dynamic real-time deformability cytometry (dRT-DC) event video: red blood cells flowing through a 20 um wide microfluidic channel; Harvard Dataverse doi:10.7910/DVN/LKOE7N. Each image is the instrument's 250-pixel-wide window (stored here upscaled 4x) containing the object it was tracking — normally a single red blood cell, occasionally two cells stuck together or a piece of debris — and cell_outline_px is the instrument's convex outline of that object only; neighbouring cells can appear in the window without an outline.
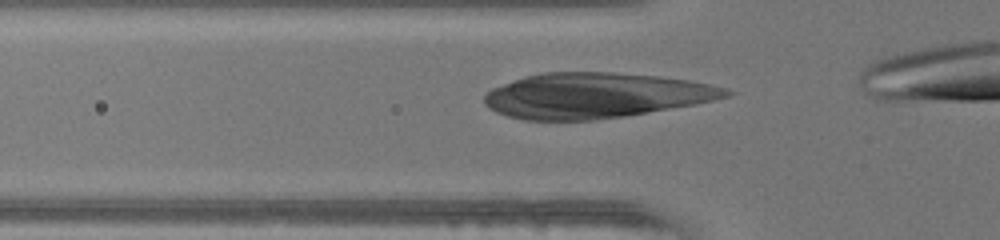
{"species": "human", "species_latin": "Homo sapiens", "temperature_condition": "warm", "stored_images_in_passage": 30, "camera_frame_rate_fps": 3000, "um_per_image_px": 0.085, "donor": {"sex": "female"}, "frame": {"image": 1, "passage_image": 6, "time_ms": 1.667, "image_size_px": [1000, 240], "cell_outline_px": [[736, 92], [728, 96], [696, 104], [624, 116], [592, 120], [524, 120], [508, 116], [496, 112], [488, 108], [484, 104], [484, 96], [492, 88], [524, 76], [544, 72], [616, 72], [660, 76], [688, 80], [728, 88]], "centroid_in_image_um": [50.61, 8.11], "position_along_channel_um": 75.2, "area_um2": 63.75}}
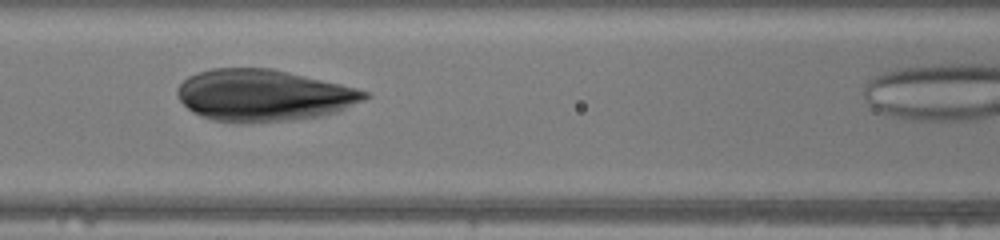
{"frame": {"image": 2, "passage_image": 11, "time_ms": 3.333, "image_size_px": [1000, 240], "cell_outline_px": [[372, 96], [364, 100], [336, 112], [320, 116], [288, 120], [212, 120], [192, 112], [176, 96], [176, 88], [188, 76], [196, 72], [212, 68], [272, 68], [340, 84], [356, 88], [368, 92]], "centroid_in_image_um": [22.39, 8.06], "position_along_channel_um": 144.2, "area_um2": 55.49}}
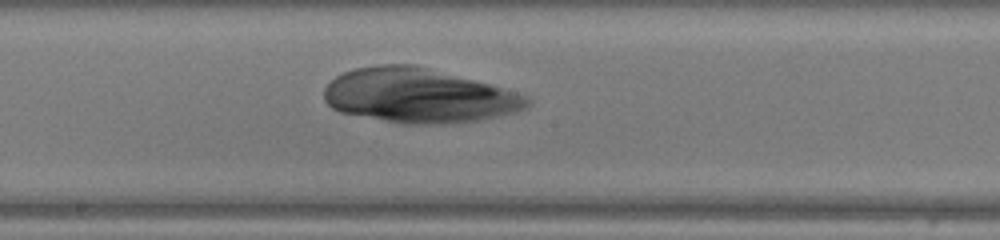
{"frame": {"image": 3, "passage_image": 16, "time_ms": 5.0, "image_size_px": [1000, 240], "cell_outline_px": [[532, 100], [528, 108], [516, 112], [476, 120], [432, 124], [404, 124], [340, 112], [332, 108], [324, 100], [324, 88], [336, 76], [344, 72], [356, 68], [380, 64], [416, 64], [488, 84], [516, 92], [528, 96]], "centroid_in_image_um": [35.57, 8.12], "position_along_channel_um": 212.6, "area_um2": 64.04}}